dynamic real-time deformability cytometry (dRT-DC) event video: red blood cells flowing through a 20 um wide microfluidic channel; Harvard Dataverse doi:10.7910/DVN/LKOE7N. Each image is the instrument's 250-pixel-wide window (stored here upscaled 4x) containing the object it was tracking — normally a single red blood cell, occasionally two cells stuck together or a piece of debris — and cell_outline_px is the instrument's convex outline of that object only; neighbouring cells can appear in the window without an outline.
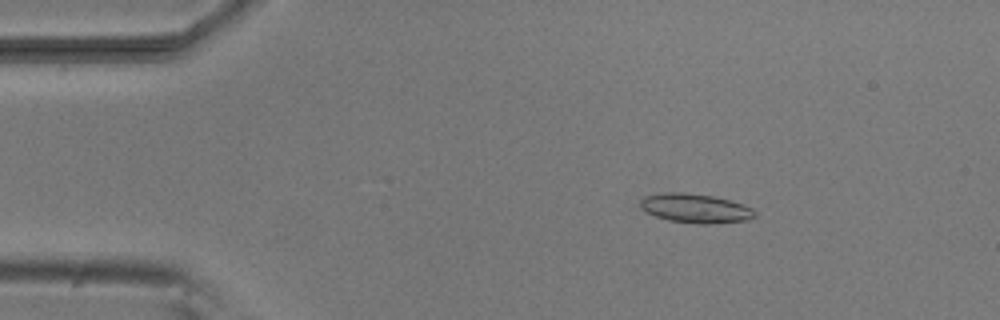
{"species": "common noctule bat (a hibernating species)", "species_latin": "Nyctalus noctula", "temperature_condition": "room temperature", "stored_images_in_passage": 23, "camera_frame_rate_fps": 3000, "um_per_image_px": 0.085, "animal": {"sex": "male", "body_mass_g": 20.5, "forearm_length_mm": 52.5}, "frame": {"image": 1, "passage_image": 9, "time_ms": 2.667, "image_size_px": [1000, 320], "cell_outline_px": [[756, 216], [748, 220], [708, 224], [700, 224], [668, 220], [656, 216], [640, 208], [640, 200], [644, 196], [664, 192], [680, 192], [712, 196], [744, 204], [752, 208], [756, 212]], "centroid_in_image_um": [59.11, 17.7], "position_along_channel_um": 25.9, "area_um2": 19.42}}
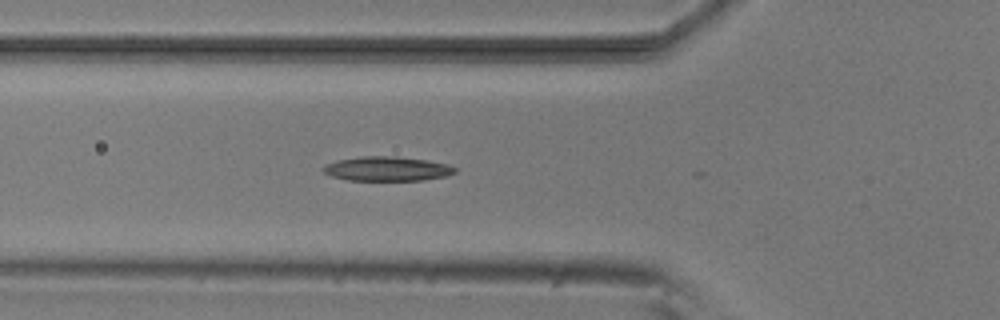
{"frame": {"image": 2, "passage_image": 19, "time_ms": 6.0, "image_size_px": [1000, 320], "cell_outline_px": [[456, 172], [448, 176], [424, 180], [348, 180], [332, 176], [324, 172], [320, 168], [324, 164], [336, 160], [364, 156], [396, 156], [428, 160], [448, 164], [456, 168]], "centroid_in_image_um": [32.9, 14.34], "position_along_channel_um": 92.9, "area_um2": 18.9}}
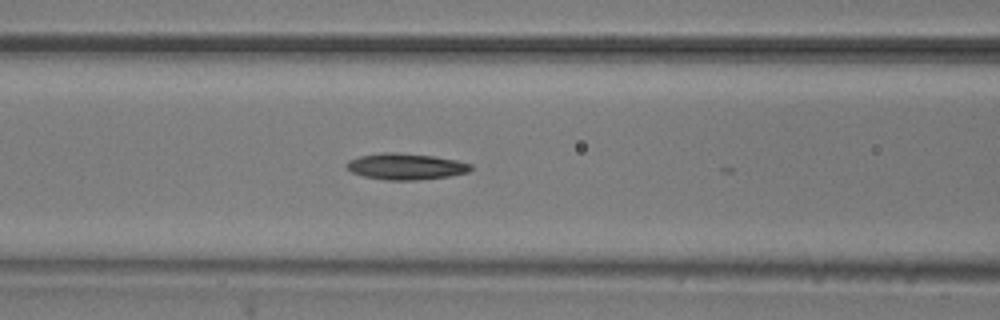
{"frame": {"image": 3, "passage_image": 22, "time_ms": 7.0, "image_size_px": [1000, 320], "cell_outline_px": [[472, 168], [468, 172], [448, 176], [416, 180], [388, 180], [364, 176], [352, 172], [344, 164], [348, 160], [360, 156], [380, 152], [396, 152], [436, 156], [456, 160], [472, 164]], "centroid_in_image_um": [34.48, 14.14], "position_along_channel_um": 132.1, "area_um2": 19.02}}